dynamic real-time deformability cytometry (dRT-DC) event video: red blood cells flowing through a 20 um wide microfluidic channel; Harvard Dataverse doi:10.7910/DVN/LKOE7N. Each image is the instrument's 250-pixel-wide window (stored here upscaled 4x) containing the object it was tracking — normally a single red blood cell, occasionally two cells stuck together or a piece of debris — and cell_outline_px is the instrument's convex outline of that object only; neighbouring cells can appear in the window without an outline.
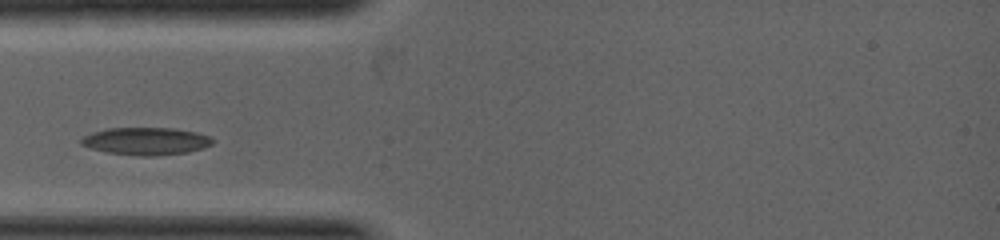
{"species": "common noctule bat (a hibernating species)", "species_latin": "Nyctalus noctula", "temperature_condition": "warm", "stored_images_in_passage": 8, "camera_frame_rate_fps": 5000, "um_per_image_px": 0.085, "animal": {"sex": "female", "body_mass_g": 19.0, "forearm_length_mm": 53.3}, "frame": {"image": 1, "passage_image": 1, "time_ms": 0.0, "image_size_px": [1000, 240], "cell_outline_px": [[212, 144], [204, 148], [188, 152], [152, 156], [140, 156], [108, 152], [92, 148], [80, 144], [80, 140], [84, 136], [92, 132], [108, 128], [176, 128], [196, 132], [208, 136], [212, 140]], "centroid_in_image_um": [12.41, 11.99], "position_along_channel_um": 72.6, "area_um2": 20.92}}
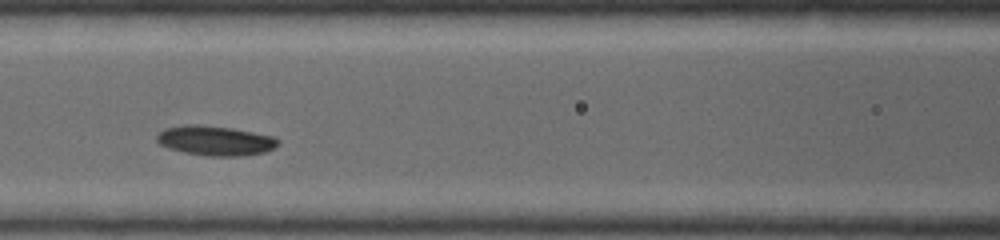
{"frame": {"image": 2, "passage_image": 4, "time_ms": 1.0, "image_size_px": [1000, 240], "cell_outline_px": [[280, 144], [264, 152], [240, 156], [208, 156], [184, 152], [168, 148], [160, 144], [156, 140], [156, 136], [164, 128], [184, 124], [196, 124], [232, 128], [276, 136], [280, 140]], "centroid_in_image_um": [18.31, 11.94], "position_along_channel_um": 148.3, "area_um2": 21.15}}
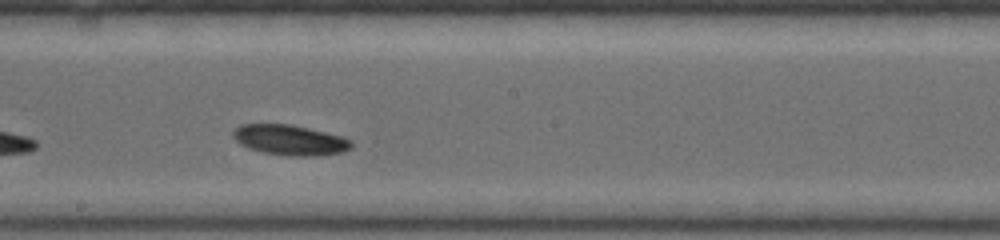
{"frame": {"image": 3, "passage_image": 7, "time_ms": 2.0, "image_size_px": [1000, 240], "cell_outline_px": [[352, 148], [344, 152], [316, 156], [288, 156], [264, 152], [248, 148], [240, 144], [232, 136], [232, 132], [240, 124], [292, 124], [344, 136], [352, 140]], "centroid_in_image_um": [24.68, 11.9], "position_along_channel_um": 223.5, "area_um2": 21.15}}